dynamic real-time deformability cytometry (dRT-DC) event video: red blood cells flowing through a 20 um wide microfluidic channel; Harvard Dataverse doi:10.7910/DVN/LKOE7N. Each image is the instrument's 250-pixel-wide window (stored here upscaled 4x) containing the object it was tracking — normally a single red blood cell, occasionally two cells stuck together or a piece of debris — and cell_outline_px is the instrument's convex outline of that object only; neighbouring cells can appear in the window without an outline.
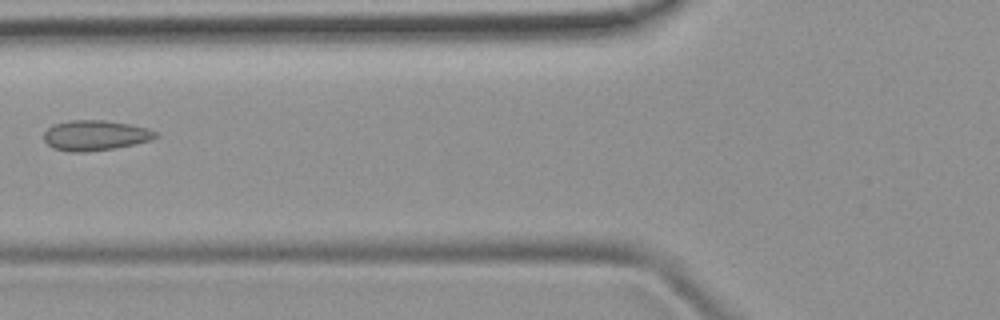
{"species": "common noctule bat (a hibernating species)", "species_latin": "Nyctalus noctula", "temperature_condition": "room temperature", "stored_images_in_passage": 7, "camera_frame_rate_fps": 3000, "um_per_image_px": 0.085, "animal": {"sex": "female", "body_mass_g": 19.9}, "frame": {"image": 1, "passage_image": 6, "time_ms": 5.667, "image_size_px": [1000, 320], "cell_outline_px": [[160, 136], [152, 140], [136, 144], [116, 148], [84, 152], [72, 152], [52, 148], [44, 140], [44, 132], [52, 124], [68, 120], [104, 120], [128, 124], [148, 128], [156, 132]], "centroid_in_image_um": [8.1, 11.51], "position_along_channel_um": 117.7, "area_um2": 19.88}}
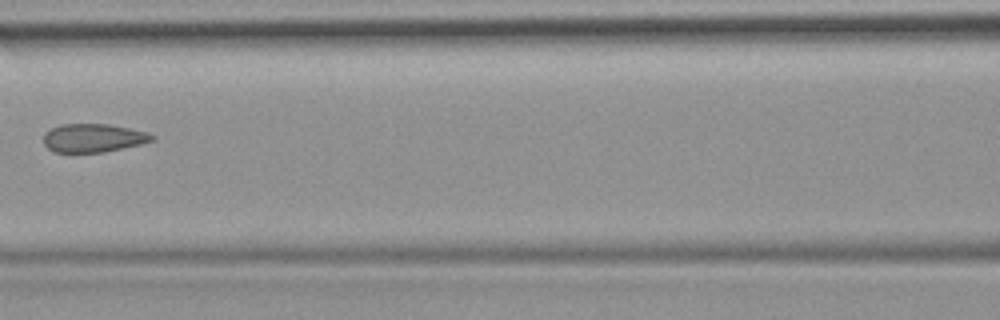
{"frame": {"image": 2, "passage_image": 7, "time_ms": 6.667, "image_size_px": [1000, 320], "cell_outline_px": [[156, 136], [152, 140], [140, 144], [104, 152], [56, 152], [48, 148], [44, 144], [44, 132], [60, 124], [108, 124], [148, 132]], "centroid_in_image_um": [7.91, 11.72], "position_along_channel_um": 158.7, "area_um2": 17.86}}